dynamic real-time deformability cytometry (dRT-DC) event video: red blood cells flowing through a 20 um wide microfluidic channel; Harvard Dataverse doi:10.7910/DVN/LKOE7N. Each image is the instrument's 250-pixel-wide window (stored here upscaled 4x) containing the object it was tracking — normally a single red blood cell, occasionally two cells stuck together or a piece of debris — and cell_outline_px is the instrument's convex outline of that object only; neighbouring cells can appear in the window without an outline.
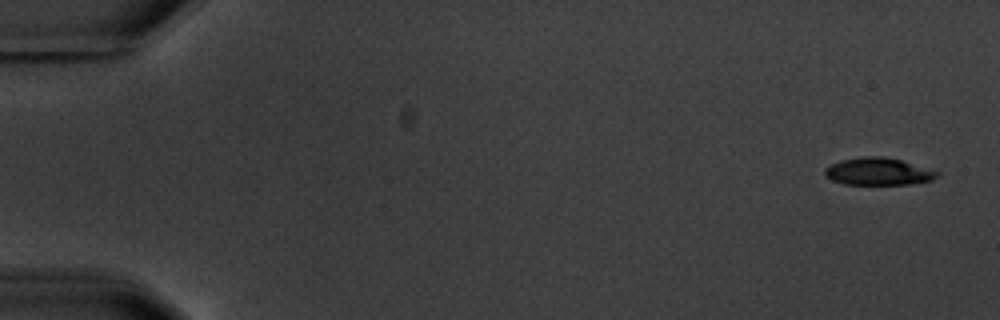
{"species": "common noctule bat (a hibernating species)", "species_latin": "Nyctalus noctula", "temperature_condition": "warm", "stored_images_in_passage": 5, "camera_frame_rate_fps": 3000, "um_per_image_px": 0.085, "animal": {"sex": "male", "body_mass_g": 20.1, "forearm_length_mm": 53.5}, "frame": {"image": 1, "passage_image": 1, "time_ms": 0.0, "image_size_px": [1000, 320], "cell_outline_px": [[940, 176], [932, 180], [908, 184], [844, 184], [832, 180], [824, 172], [824, 168], [840, 160], [864, 156], [884, 156], [900, 160], [940, 172]], "centroid_in_image_um": [74.66, 14.57], "position_along_channel_um": 10.3, "area_um2": 17.74}}
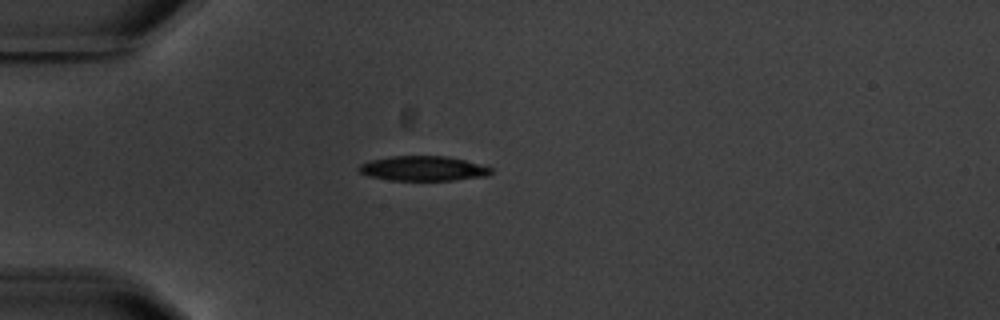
{"frame": {"image": 2, "passage_image": 5, "time_ms": 4.667, "image_size_px": [1000, 320], "cell_outline_px": [[492, 172], [488, 176], [452, 180], [388, 180], [368, 176], [360, 172], [356, 168], [360, 164], [372, 160], [392, 156], [448, 156], [464, 160], [492, 168]], "centroid_in_image_um": [35.95, 14.32], "position_along_channel_um": 49.1, "area_um2": 19.02}}